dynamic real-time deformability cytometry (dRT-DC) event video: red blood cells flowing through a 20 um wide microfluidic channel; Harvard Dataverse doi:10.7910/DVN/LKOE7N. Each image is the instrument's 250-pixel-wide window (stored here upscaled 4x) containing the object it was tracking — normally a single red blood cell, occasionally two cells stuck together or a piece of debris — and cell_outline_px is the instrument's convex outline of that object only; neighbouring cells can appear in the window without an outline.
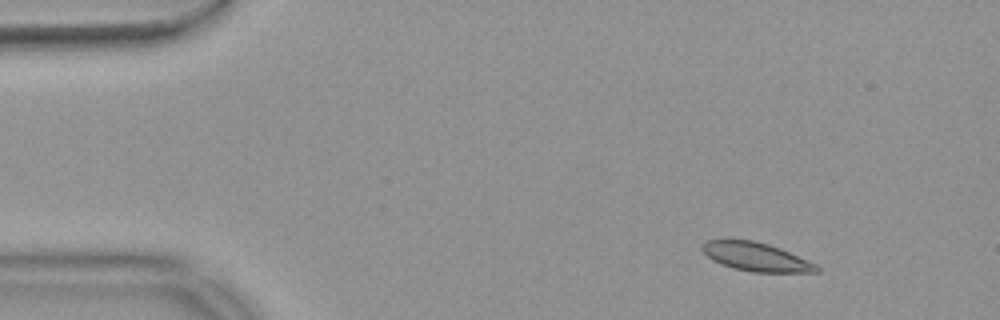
{"species": "common noctule bat (a hibernating species)", "species_latin": "Nyctalus noctula", "temperature_condition": "warm", "stored_images_in_passage": 49, "camera_frame_rate_fps": 3000, "um_per_image_px": 0.085, "animal": {"sex": "female", "body_mass_g": 18.4}, "frame": {"image": 1, "passage_image": 1, "time_ms": 0.0, "image_size_px": [1000, 320], "cell_outline_px": [[820, 272], [752, 272], [732, 268], [720, 264], [712, 260], [700, 248], [700, 244], [704, 240], [752, 240], [768, 244], [780, 248], [816, 264], [820, 268]], "centroid_in_image_um": [64.23, 21.83], "position_along_channel_um": 20.8, "area_um2": 19.07}}
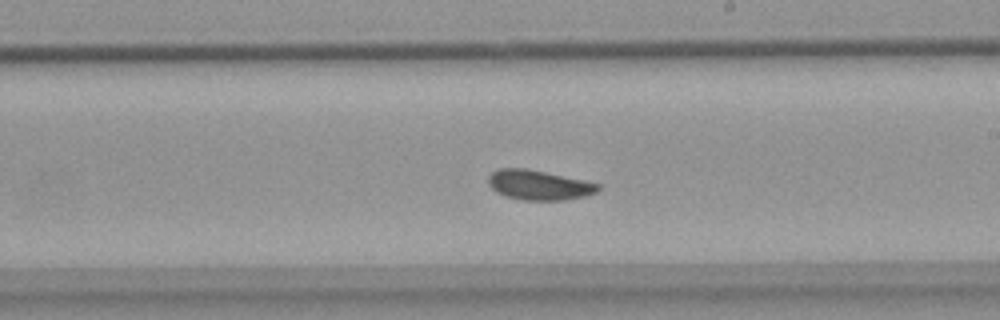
{"frame": {"image": 2, "passage_image": 26, "time_ms": 8.333, "image_size_px": [1000, 320], "cell_outline_px": [[600, 188], [596, 192], [584, 196], [564, 200], [524, 200], [504, 196], [496, 192], [488, 184], [488, 176], [496, 168], [524, 168], [584, 180], [600, 184]], "centroid_in_image_um": [45.77, 15.73], "position_along_channel_um": 243.2, "area_um2": 19.02}}
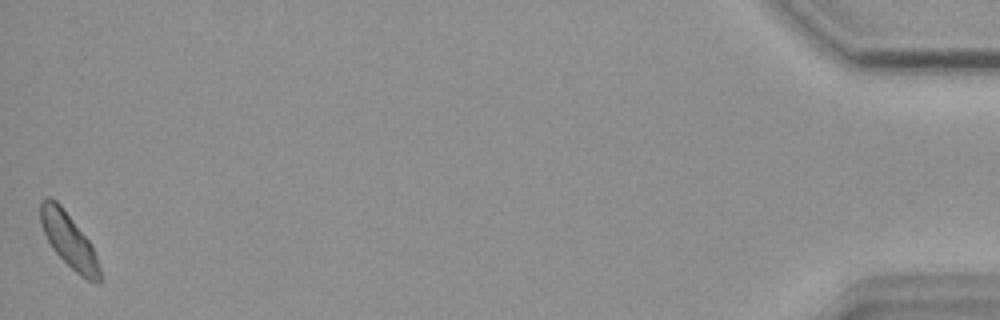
{"frame": {"image": 3, "passage_image": 49, "time_ms": 16.0, "image_size_px": [1000, 320], "cell_outline_px": [[100, 284], [96, 284], [80, 276], [52, 248], [40, 224], [40, 200], [48, 196], [56, 200], [60, 204], [88, 240], [96, 256], [100, 268]], "centroid_in_image_um": [5.83, 20.41], "position_along_channel_um": 429.4, "area_um2": 18.5}, "authors_computed_cell_mechanics": {"area_um2": 19.0162, "velocity_mm_per_s": 3.6652, "shape_relaxation_time_tau1_ms": 4.2463, "shape_relaxation_time_tau2_ms": 0.6817, "deformation_change_tau1": 0.0734, "deformation_change_tau2": 0.0535}}